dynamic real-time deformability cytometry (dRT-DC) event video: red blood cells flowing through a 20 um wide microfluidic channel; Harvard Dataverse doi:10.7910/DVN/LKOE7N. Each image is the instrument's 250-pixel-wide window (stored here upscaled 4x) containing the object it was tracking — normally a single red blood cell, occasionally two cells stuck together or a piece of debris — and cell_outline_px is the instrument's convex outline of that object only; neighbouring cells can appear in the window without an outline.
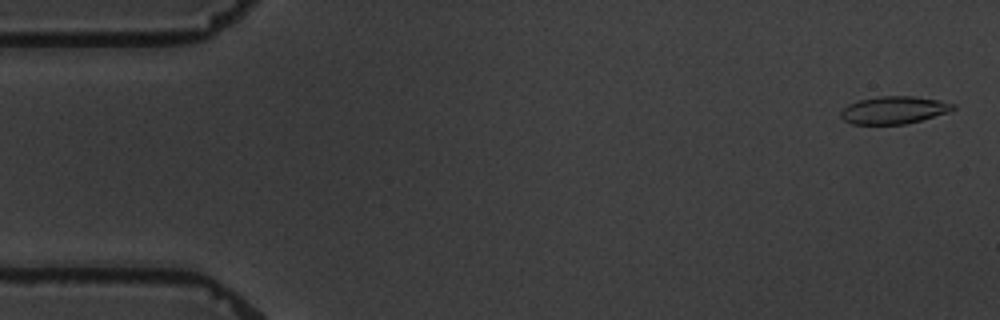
{"species": "common noctule bat (a hibernating species)", "species_latin": "Nyctalus noctula", "temperature_condition": "warm", "stored_images_in_passage": 5, "camera_frame_rate_fps": 3000, "um_per_image_px": 0.085, "animal": {"sex": "male", "body_mass_g": 19.5, "forearm_length_mm": 54.6}, "frame": {"image": 1, "passage_image": 1, "time_ms": 0.0, "image_size_px": [1000, 320], "cell_outline_px": [[956, 108], [948, 112], [920, 120], [904, 124], [852, 124], [844, 120], [840, 116], [840, 112], [848, 104], [860, 100], [880, 96], [912, 96], [940, 100], [956, 104]], "centroid_in_image_um": [75.99, 9.35], "position_along_channel_um": 9.0, "area_um2": 17.92}}
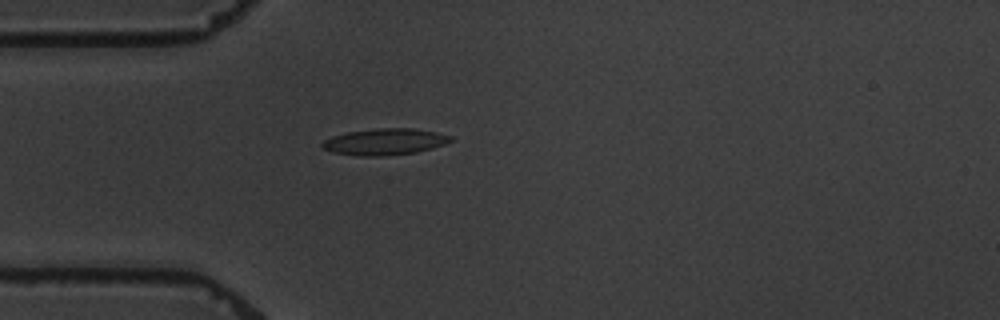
{"frame": {"image": 2, "passage_image": 5, "time_ms": 4.667, "image_size_px": [1000, 320], "cell_outline_px": [[452, 140], [444, 144], [432, 148], [416, 152], [384, 156], [356, 156], [332, 152], [324, 148], [320, 144], [324, 140], [332, 136], [348, 132], [376, 128], [412, 128], [436, 132], [452, 136]], "centroid_in_image_um": [32.69, 12.05], "position_along_channel_um": 52.3, "area_um2": 19.77}}